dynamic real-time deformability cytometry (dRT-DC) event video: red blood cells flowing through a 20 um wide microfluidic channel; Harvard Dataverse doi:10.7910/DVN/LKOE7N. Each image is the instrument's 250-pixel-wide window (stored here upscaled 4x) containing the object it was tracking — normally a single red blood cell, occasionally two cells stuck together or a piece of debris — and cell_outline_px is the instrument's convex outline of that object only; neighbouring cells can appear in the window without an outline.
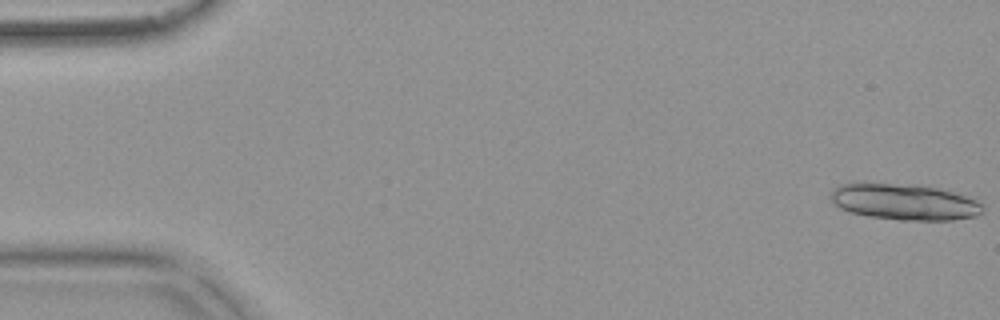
{"species": "common noctule bat (a hibernating species)", "species_latin": "Nyctalus noctula", "temperature_condition": "warm", "stored_images_in_passage": 21, "camera_frame_rate_fps": 3000, "um_per_image_px": 0.085, "animal": {"sex": "female", "body_mass_g": 18.4}, "frame": {"image": 1, "passage_image": 1, "time_ms": 0.0, "image_size_px": [1000, 320], "cell_outline_px": [[984, 212], [976, 216], [952, 220], [900, 220], [868, 216], [848, 212], [832, 204], [832, 188], [840, 184], [856, 180], [864, 180], [920, 184], [976, 196], [984, 204]], "centroid_in_image_um": [76.89, 17.1], "position_along_channel_um": 8.1, "area_um2": 33.93}}